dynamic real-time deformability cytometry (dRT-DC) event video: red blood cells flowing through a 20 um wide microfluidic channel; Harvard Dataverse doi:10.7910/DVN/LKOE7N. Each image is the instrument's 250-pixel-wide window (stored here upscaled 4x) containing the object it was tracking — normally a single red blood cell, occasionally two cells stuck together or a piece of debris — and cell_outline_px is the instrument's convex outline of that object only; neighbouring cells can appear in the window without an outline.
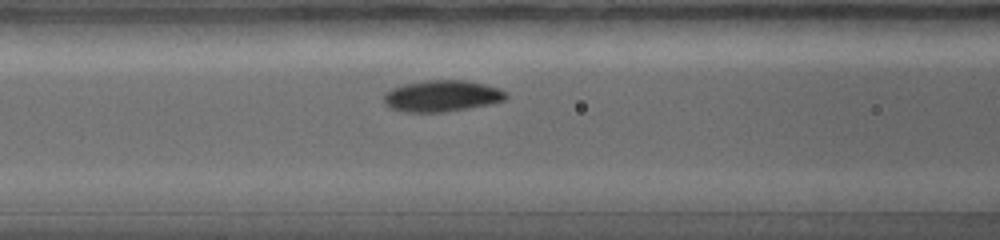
{"species": "common noctule bat (a hibernating species)", "species_latin": "Nyctalus noctula", "temperature_condition": "warm", "stored_images_in_passage": 5, "camera_frame_rate_fps": 5000, "um_per_image_px": 0.085, "animal": {"sex": "female", "body_mass_g": 19.0, "forearm_length_mm": 56.7}, "frame": {"image": 1, "passage_image": 5, "time_ms": 2.2, "image_size_px": [1000, 240], "cell_outline_px": [[508, 96], [504, 100], [492, 104], [444, 112], [404, 112], [388, 108], [384, 104], [384, 92], [392, 88], [404, 84], [424, 80], [468, 80], [500, 88], [508, 92]], "centroid_in_image_um": [37.56, 8.16], "position_along_channel_um": 129.0, "area_um2": 22.72}}